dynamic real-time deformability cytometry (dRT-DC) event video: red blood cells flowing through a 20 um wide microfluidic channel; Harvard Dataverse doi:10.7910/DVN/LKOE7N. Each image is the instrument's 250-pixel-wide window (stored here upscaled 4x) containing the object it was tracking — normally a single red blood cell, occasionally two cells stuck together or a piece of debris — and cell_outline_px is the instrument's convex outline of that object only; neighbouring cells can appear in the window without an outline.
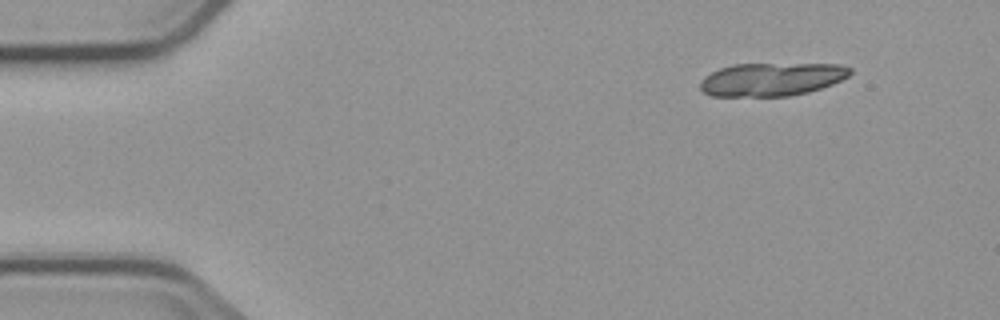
{"species": "common noctule bat (a hibernating species)", "species_latin": "Nyctalus noctula", "temperature_condition": "cold", "stored_images_in_passage": 4, "camera_frame_rate_fps": 3000, "um_per_image_px": 0.085, "animal": {"sex": "male", "body_mass_g": 23.1, "forearm_length_mm": 52.7}, "frame": {"image": 1, "passage_image": 1, "time_ms": 0.0, "image_size_px": [1000, 320], "cell_outline_px": [[852, 72], [848, 76], [832, 84], [808, 92], [788, 96], [712, 96], [704, 92], [700, 88], [700, 80], [704, 76], [720, 68], [732, 64], [840, 64], [852, 68]], "centroid_in_image_um": [65.58, 6.73], "position_along_channel_um": 19.4, "area_um2": 29.02}}